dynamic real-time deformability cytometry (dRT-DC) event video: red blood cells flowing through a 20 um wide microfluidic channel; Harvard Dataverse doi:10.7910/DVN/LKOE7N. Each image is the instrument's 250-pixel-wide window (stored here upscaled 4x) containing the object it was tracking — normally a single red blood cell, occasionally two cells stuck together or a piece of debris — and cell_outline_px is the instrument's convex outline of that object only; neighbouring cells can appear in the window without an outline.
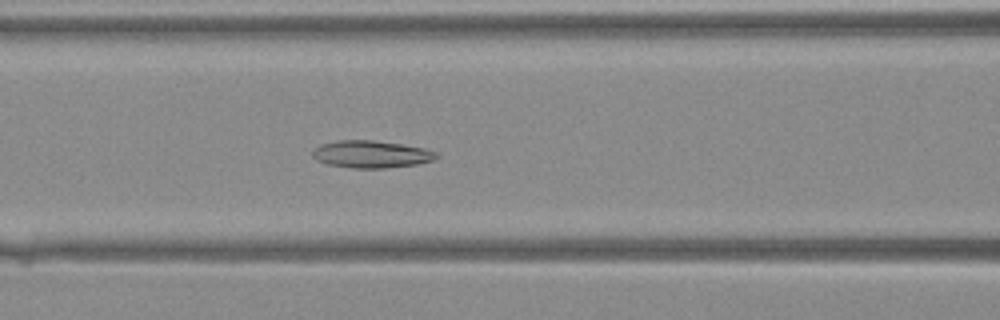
{"species": "Egyptian fruit bat (a non-hibernating species)", "species_latin": "Rousettus aegyptiacus", "temperature_condition": "warm", "stored_images_in_passage": 38, "camera_frame_rate_fps": 3000, "um_per_image_px": 0.085, "animal": {"sex": "female"}, "frame": {"image": 1, "passage_image": 15, "time_ms": 4.667, "image_size_px": [1000, 320], "cell_outline_px": [[440, 156], [432, 160], [416, 164], [384, 168], [352, 168], [328, 164], [316, 160], [312, 156], [312, 152], [320, 144], [340, 140], [372, 140], [400, 144], [424, 148], [436, 152]], "centroid_in_image_um": [31.54, 13.11], "position_along_channel_um": 135.1, "area_um2": 19.54}}
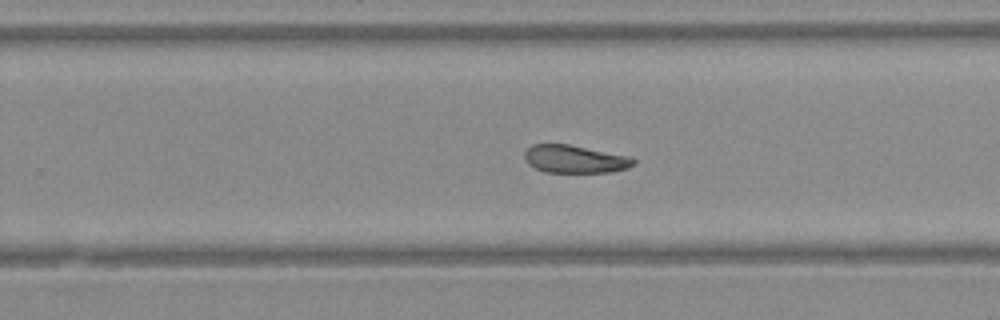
{"frame": {"image": 2, "passage_image": 24, "time_ms": 7.667, "image_size_px": [1000, 320], "cell_outline_px": [[636, 164], [628, 168], [612, 172], [544, 172], [528, 164], [524, 156], [524, 152], [532, 144], [568, 144], [632, 156], [636, 160]], "centroid_in_image_um": [48.91, 13.52], "position_along_channel_um": 280.9, "area_um2": 17.86}}
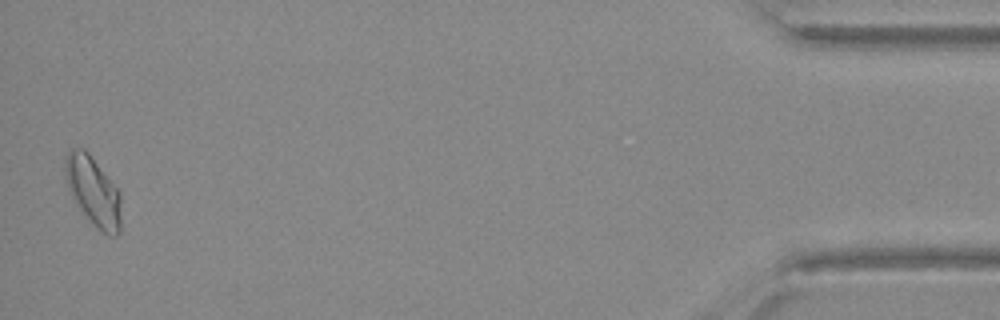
{"frame": {"image": 3, "passage_image": 38, "time_ms": 12.333, "image_size_px": [1000, 320], "cell_outline_px": [[120, 232], [116, 236], [108, 236], [92, 224], [84, 216], [76, 204], [72, 196], [68, 184], [64, 168], [64, 160], [68, 152], [72, 148], [84, 148], [88, 152], [120, 192]], "centroid_in_image_um": [7.92, 16.27], "position_along_channel_um": 427.3, "area_um2": 22.43}}